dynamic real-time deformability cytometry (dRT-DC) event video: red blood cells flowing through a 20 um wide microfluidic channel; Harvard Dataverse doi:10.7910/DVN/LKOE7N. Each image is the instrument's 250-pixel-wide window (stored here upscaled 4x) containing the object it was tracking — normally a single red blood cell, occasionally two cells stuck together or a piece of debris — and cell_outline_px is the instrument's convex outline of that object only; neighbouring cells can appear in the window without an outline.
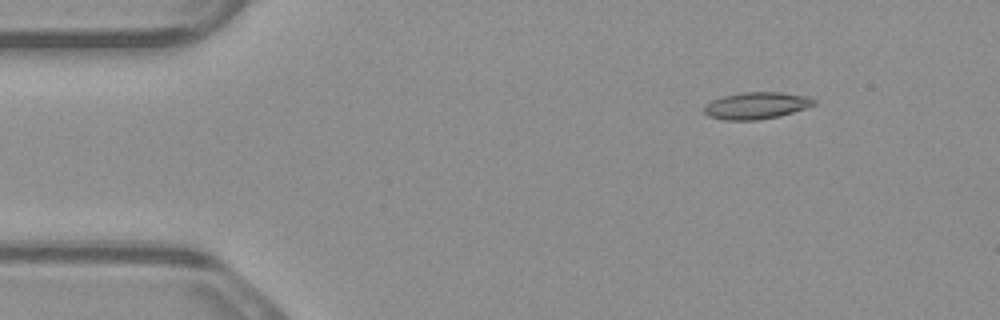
{"species": "common noctule bat (a hibernating species)", "species_latin": "Nyctalus noctula", "temperature_condition": "warm", "stored_images_in_passage": 6, "segment_of_instrument_passage": [2, 2], "camera_frame_rate_fps": 3000, "um_per_image_px": 0.085, "animal": {"sex": "male", "body_mass_g": 23.1, "forearm_length_mm": 52.7}, "frame": {"image": 1, "passage_image": 6, "time_ms": 1.667, "image_size_px": [1000, 320], "cell_outline_px": [[820, 104], [780, 116], [760, 120], [724, 120], [708, 116], [704, 112], [704, 104], [712, 100], [724, 96], [744, 92], [780, 92], [804, 96], [816, 100]], "centroid_in_image_um": [64.31, 8.98], "position_along_channel_um": 20.7, "area_um2": 17.34}}